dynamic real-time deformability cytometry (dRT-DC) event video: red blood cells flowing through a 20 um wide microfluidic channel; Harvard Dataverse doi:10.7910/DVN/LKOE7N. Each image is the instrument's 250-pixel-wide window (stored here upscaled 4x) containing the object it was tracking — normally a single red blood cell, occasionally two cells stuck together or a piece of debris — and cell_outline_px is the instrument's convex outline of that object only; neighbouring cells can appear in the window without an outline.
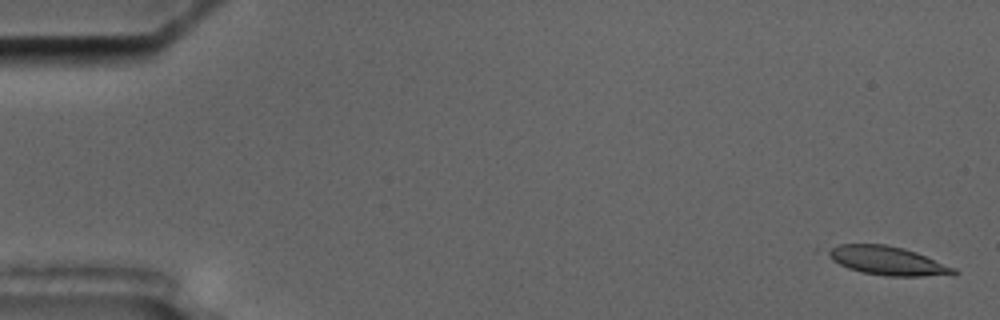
{"species": "common noctule bat (a hibernating species)", "species_latin": "Nyctalus noctula", "temperature_condition": "cold", "stored_images_in_passage": 6, "camera_frame_rate_fps": 3000, "um_per_image_px": 0.085, "animal": {"sex": "male", "body_mass_g": 17.5, "forearm_length_mm": 52.3}, "frame": {"image": 1, "passage_image": 1, "time_ms": 0.0, "image_size_px": [1000, 320], "cell_outline_px": [[960, 272], [924, 276], [888, 276], [860, 272], [848, 268], [832, 260], [824, 252], [840, 244], [884, 244], [904, 248], [916, 252], [956, 268]], "centroid_in_image_um": [75.4, 22.15], "position_along_channel_um": 9.6, "area_um2": 20.81}}
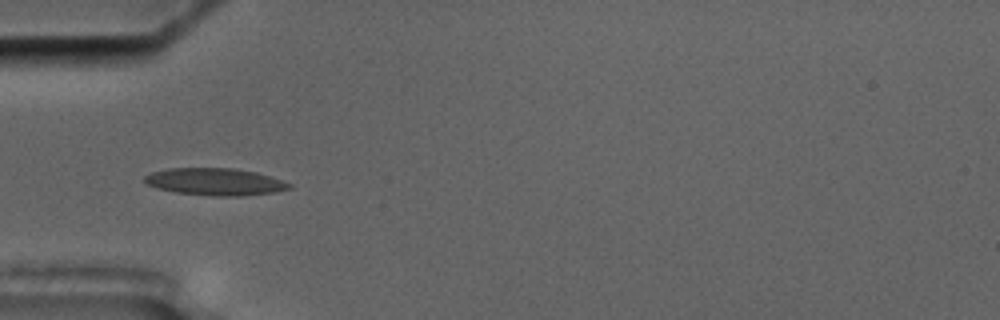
{"frame": {"image": 2, "passage_image": 6, "time_ms": 5.667, "image_size_px": [1000, 320], "cell_outline_px": [[292, 188], [272, 192], [244, 196], [212, 196], [176, 192], [156, 188], [144, 184], [144, 176], [152, 172], [168, 168], [232, 168], [256, 172], [292, 184]], "centroid_in_image_um": [18.23, 15.45], "position_along_channel_um": 66.8, "area_um2": 22.89}}